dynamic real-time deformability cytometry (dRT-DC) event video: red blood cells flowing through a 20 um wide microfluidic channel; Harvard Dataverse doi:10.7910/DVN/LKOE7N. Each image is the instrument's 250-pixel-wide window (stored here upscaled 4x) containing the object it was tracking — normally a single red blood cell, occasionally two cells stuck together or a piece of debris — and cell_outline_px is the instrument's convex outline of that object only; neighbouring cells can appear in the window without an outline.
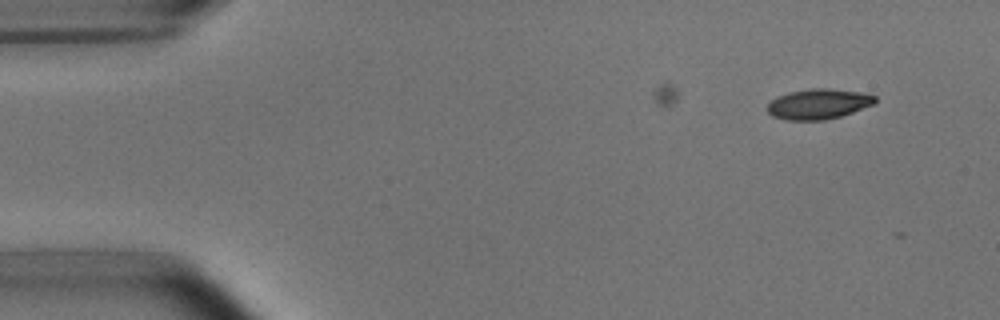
{"species": "common noctule bat (a hibernating species)", "species_latin": "Nyctalus noctula", "temperature_condition": "room temperature", "stored_images_in_passage": 2, "camera_frame_rate_fps": 3000, "um_per_image_px": 0.085, "animal": {"sex": "male", "body_mass_g": 15.6}, "frame": {"image": 1, "passage_image": 1, "time_ms": 0.0, "image_size_px": [1000, 320], "cell_outline_px": [[876, 104], [840, 116], [824, 120], [788, 120], [772, 116], [764, 108], [776, 96], [788, 92], [812, 88], [828, 88], [860, 92], [876, 96]], "centroid_in_image_um": [69.55, 8.83], "position_along_channel_um": 15.5, "area_um2": 19.13}}